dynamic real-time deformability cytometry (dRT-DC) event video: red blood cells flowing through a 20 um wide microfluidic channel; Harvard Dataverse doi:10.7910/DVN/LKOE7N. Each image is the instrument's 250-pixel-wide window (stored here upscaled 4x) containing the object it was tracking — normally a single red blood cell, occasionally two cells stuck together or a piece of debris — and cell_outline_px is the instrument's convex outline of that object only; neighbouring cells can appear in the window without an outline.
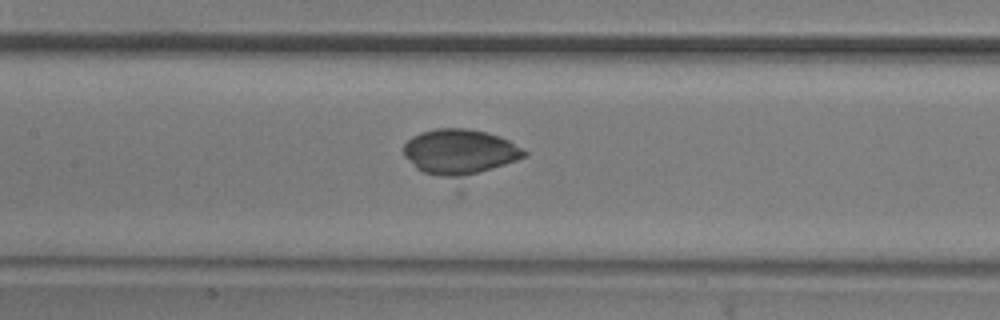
{"species": "common noctule bat (a hibernating species)", "species_latin": "Nyctalus noctula", "temperature_condition": "room temperature", "stored_images_in_passage": 48, "camera_frame_rate_fps": 3000, "um_per_image_px": 0.085, "animal": {"sex": "male", "body_mass_g": 20.5, "forearm_length_mm": 52.5}, "frame": {"image": 1, "passage_image": 25, "time_ms": 8.0, "image_size_px": [1000, 320], "cell_outline_px": [[528, 156], [504, 164], [452, 180], [424, 172], [416, 168], [404, 156], [404, 144], [412, 136], [420, 132], [436, 128], [468, 128], [500, 136], [508, 140], [528, 152]], "centroid_in_image_um": [39.05, 12.9], "position_along_channel_um": 168.4, "area_um2": 31.79}}
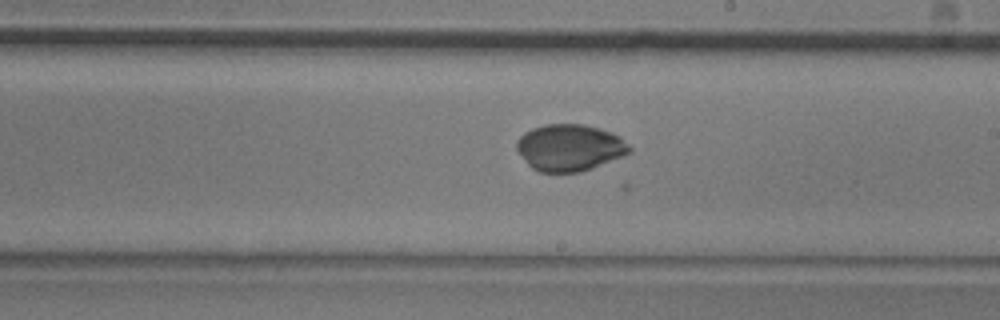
{"frame": {"image": 2, "passage_image": 31, "time_ms": 10.0, "image_size_px": [1000, 320], "cell_outline_px": [[632, 152], [624, 156], [580, 172], [540, 172], [532, 168], [528, 164], [516, 148], [516, 140], [524, 132], [532, 128], [544, 124], [584, 124], [600, 128], [612, 132], [620, 136], [632, 148]], "centroid_in_image_um": [48.44, 12.53], "position_along_channel_um": 240.6, "area_um2": 30.87}}
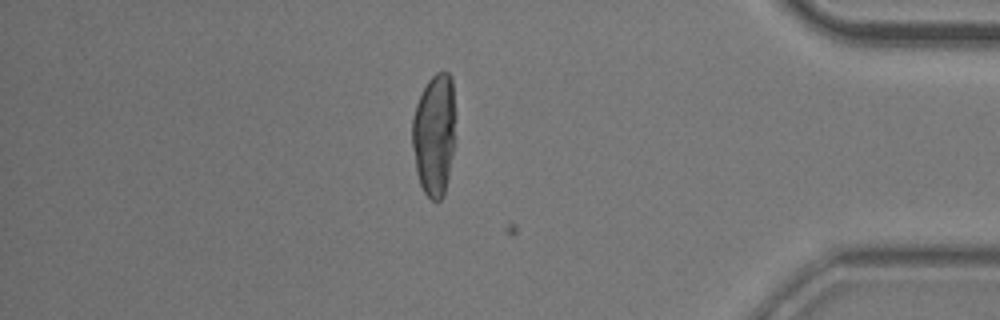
{"frame": {"image": 3, "passage_image": 47, "time_ms": 15.333, "image_size_px": [1000, 320], "cell_outline_px": [[456, 140], [444, 196], [440, 200], [432, 200], [424, 192], [420, 184], [416, 172], [412, 144], [412, 120], [416, 104], [428, 80], [436, 72], [448, 72], [452, 76], [456, 116]], "centroid_in_image_um": [36.95, 11.42], "position_along_channel_um": 398.2, "area_um2": 31.56}}